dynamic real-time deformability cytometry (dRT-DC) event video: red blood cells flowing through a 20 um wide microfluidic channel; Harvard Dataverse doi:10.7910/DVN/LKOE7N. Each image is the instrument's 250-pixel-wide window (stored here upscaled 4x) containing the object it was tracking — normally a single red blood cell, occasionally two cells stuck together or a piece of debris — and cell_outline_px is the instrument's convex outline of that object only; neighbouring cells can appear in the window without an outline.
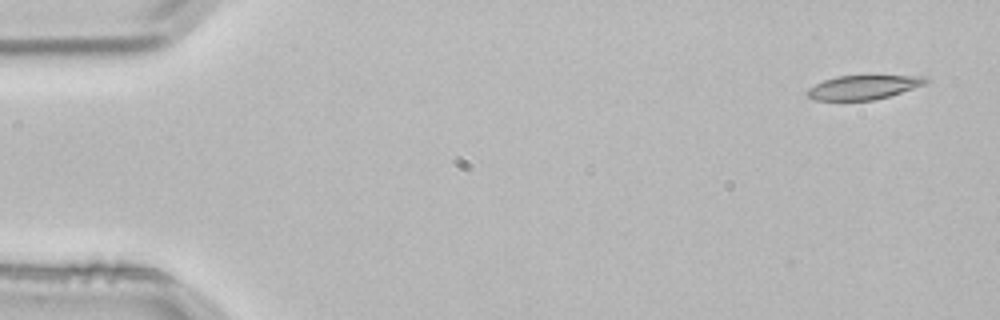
{"species": "common noctule bat (a hibernating species)", "species_latin": "Nyctalus noctula", "temperature_condition": "room temperature", "stored_images_in_passage": 4, "camera_frame_rate_fps": 3000, "um_per_image_px": 0.085, "animal": {"sex": "male", "body_mass_g": 21.5, "forearm_length_mm": 52.0}, "frame": {"image": 1, "passage_image": 1, "time_ms": 0.0, "image_size_px": [1000, 320], "cell_outline_px": [[928, 80], [924, 84], [888, 96], [872, 100], [816, 100], [808, 96], [804, 92], [808, 88], [824, 80], [836, 76], [868, 72], [928, 76]], "centroid_in_image_um": [73.43, 7.33], "position_along_channel_um": 11.6, "area_um2": 17.69}}
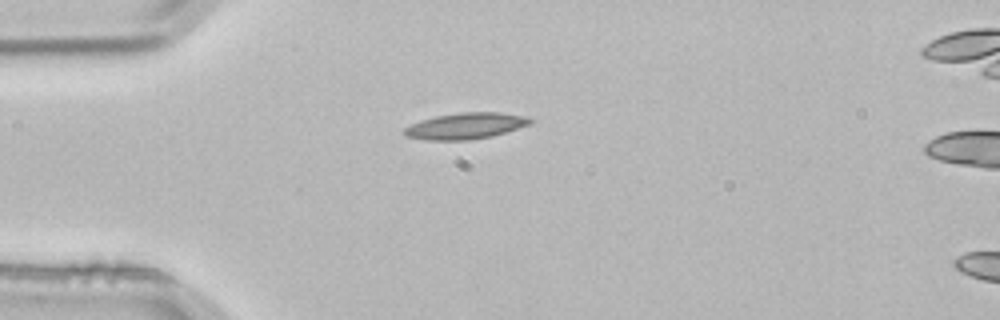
{"frame": {"image": 2, "passage_image": 3, "time_ms": 0.667, "image_size_px": [1000, 320], "cell_outline_px": [[536, 120], [528, 124], [492, 136], [468, 140], [428, 140], [404, 136], [400, 132], [404, 128], [420, 120], [436, 116], [460, 112], [500, 112], [524, 116]], "centroid_in_image_um": [39.52, 10.7], "position_along_channel_um": 45.5, "area_um2": 19.19}}